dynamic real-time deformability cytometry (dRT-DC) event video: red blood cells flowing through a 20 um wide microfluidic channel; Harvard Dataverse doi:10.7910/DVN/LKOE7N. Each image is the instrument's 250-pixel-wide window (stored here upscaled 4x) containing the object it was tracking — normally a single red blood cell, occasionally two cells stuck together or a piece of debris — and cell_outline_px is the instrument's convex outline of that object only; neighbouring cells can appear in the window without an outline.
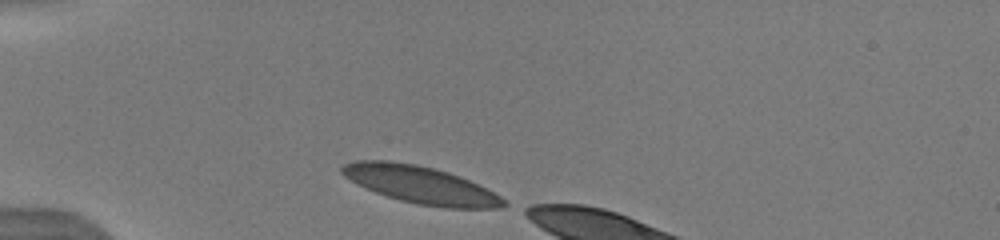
{"species": "human", "species_latin": "Homo sapiens", "temperature_condition": "warm", "stored_images_in_passage": 5, "camera_frame_rate_fps": 3000, "um_per_image_px": 0.085, "donor": {"sex": "male"}, "frame": {"image": 1, "passage_image": 1, "time_ms": 0.0, "image_size_px": [1000, 240], "cell_outline_px": [[508, 204], [504, 208], [448, 208], [420, 204], [400, 200], [376, 192], [344, 176], [340, 172], [340, 168], [344, 164], [356, 160], [388, 160], [416, 164], [448, 172], [460, 176], [500, 196]], "centroid_in_image_um": [35.75, 15.7], "position_along_channel_um": 49.2, "area_um2": 34.68}}